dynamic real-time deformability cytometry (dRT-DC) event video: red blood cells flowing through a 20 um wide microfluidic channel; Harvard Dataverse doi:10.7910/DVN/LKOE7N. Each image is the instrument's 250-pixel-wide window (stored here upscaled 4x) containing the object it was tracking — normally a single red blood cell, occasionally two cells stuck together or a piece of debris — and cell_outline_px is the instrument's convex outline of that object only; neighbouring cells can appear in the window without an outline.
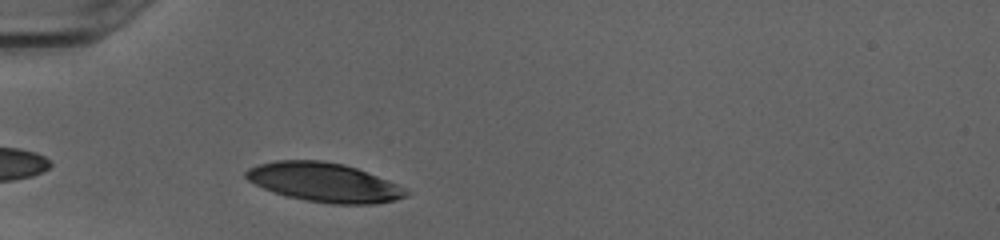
{"species": "human", "species_latin": "Homo sapiens", "temperature_condition": "cold", "stored_images_in_passage": 28, "camera_frame_rate_fps": 3000, "um_per_image_px": 0.085, "donor": {"sex": "female"}, "frame": {"image": 1, "passage_image": 2, "time_ms": 0.333, "image_size_px": [1000, 240], "cell_outline_px": [[416, 192], [408, 196], [396, 200], [376, 204], [332, 204], [308, 200], [288, 196], [264, 188], [248, 180], [244, 176], [244, 172], [248, 168], [260, 164], [276, 160], [320, 160], [344, 164], [356, 168]], "centroid_in_image_um": [27.61, 15.5], "position_along_channel_um": 57.4, "area_um2": 36.36}}
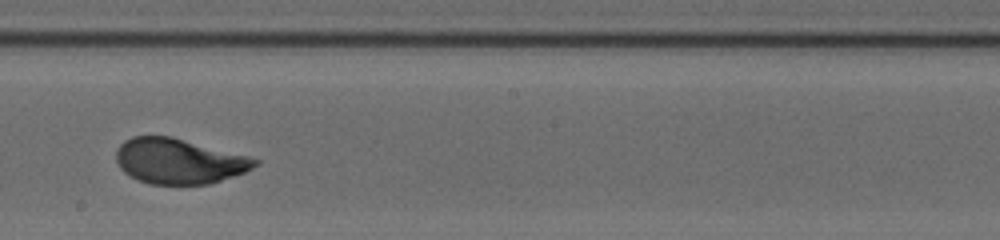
{"frame": {"image": 2, "passage_image": 16, "time_ms": 5.0, "image_size_px": [1000, 240], "cell_outline_px": [[260, 164], [244, 172], [208, 184], [152, 184], [140, 180], [124, 172], [120, 168], [116, 160], [116, 152], [120, 144], [124, 140], [132, 136], [172, 136], [248, 156], [260, 160]], "centroid_in_image_um": [15.2, 13.68], "position_along_channel_um": 233.0, "area_um2": 36.41}}
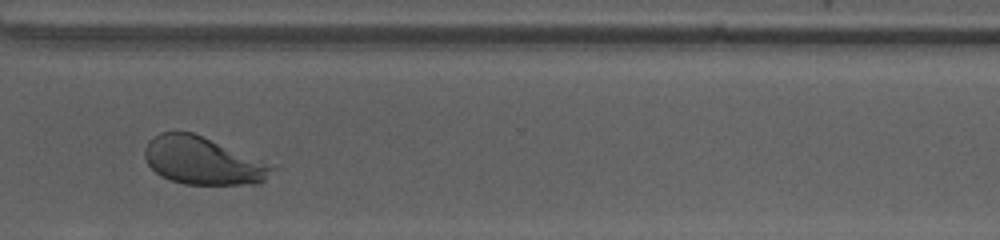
{"frame": {"image": 3, "passage_image": 25, "time_ms": 8.0, "image_size_px": [1000, 240], "cell_outline_px": [[280, 164], [260, 184], [184, 184], [168, 180], [160, 176], [148, 164], [144, 156], [144, 148], [148, 140], [152, 136], [160, 132], [192, 132]], "centroid_in_image_um": [17.32, 13.65], "position_along_channel_um": 353.3, "area_um2": 36.36}, "authors_computed_cell_mechanics": {"area_um2": 37.0498, "velocity_mm_per_s": 4.0068, "shape_relaxation_time_tau1_ms": 2.8726, "shape_relaxation_time_tau2_ms": null, "deformation_change_tau1": 0.1474, "deformation_change_tau2": null}}